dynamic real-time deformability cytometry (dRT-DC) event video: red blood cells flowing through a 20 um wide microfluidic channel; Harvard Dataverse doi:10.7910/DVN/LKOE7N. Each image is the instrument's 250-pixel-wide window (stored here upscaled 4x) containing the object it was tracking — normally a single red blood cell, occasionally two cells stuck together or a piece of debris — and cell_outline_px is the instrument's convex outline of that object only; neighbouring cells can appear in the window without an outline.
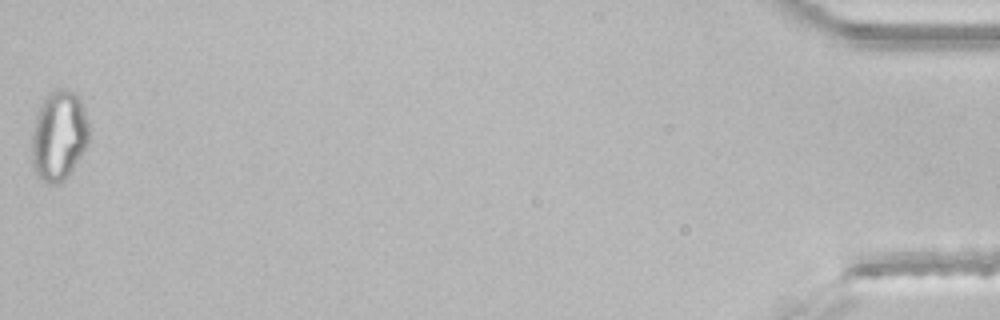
{"species": "common noctule bat (a hibernating species)", "species_latin": "Nyctalus noctula", "temperature_condition": "room temperature", "stored_images_in_passage": 47, "segment_of_instrument_passage": [2, 2], "camera_frame_rate_fps": 3000, "um_per_image_px": 0.085, "animal": {"sex": "male", "body_mass_g": 21.5, "forearm_length_mm": 52.0}, "frame": {"image": 1, "passage_image": 47, "time_ms": 15.333, "image_size_px": [1000, 320], "cell_outline_px": [[92, 128], [88, 144], [68, 176], [60, 184], [48, 184], [40, 180], [32, 164], [32, 132], [36, 116], [48, 92], [56, 88], [64, 88], [76, 92], [84, 108]], "centroid_in_image_um": [5.04, 11.52], "position_along_channel_um": 430.2, "area_um2": 30.58}}